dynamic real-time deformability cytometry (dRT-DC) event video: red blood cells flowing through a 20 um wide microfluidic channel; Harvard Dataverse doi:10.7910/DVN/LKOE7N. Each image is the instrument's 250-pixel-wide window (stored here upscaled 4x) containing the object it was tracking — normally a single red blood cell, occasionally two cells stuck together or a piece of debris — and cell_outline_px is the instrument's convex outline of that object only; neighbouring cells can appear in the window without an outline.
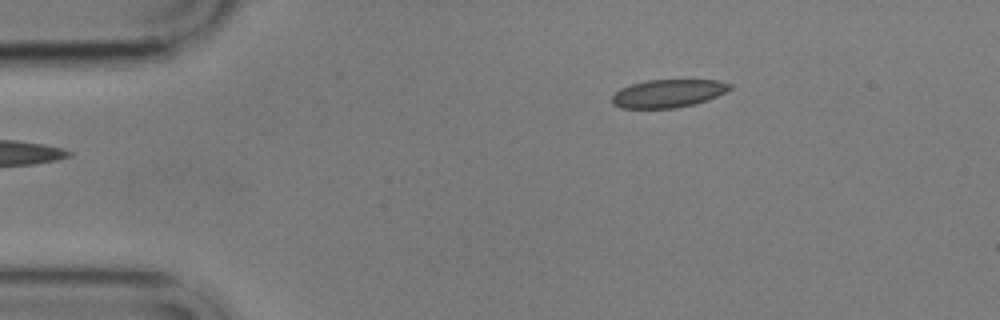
{"species": "common noctule bat (a hibernating species)", "species_latin": "Nyctalus noctula", "temperature_condition": "cold", "stored_images_in_passage": 6, "camera_frame_rate_fps": 3000, "um_per_image_px": 0.085, "animal": {"sex": "male", "body_mass_g": 17.9}, "frame": {"image": 1, "passage_image": 6, "time_ms": 5.667, "image_size_px": [1000, 320], "cell_outline_px": [[732, 88], [716, 96], [692, 104], [676, 108], [620, 108], [612, 104], [612, 96], [620, 88], [632, 84], [648, 80], [720, 80], [732, 84]], "centroid_in_image_um": [56.77, 7.93], "position_along_channel_um": 28.2, "area_um2": 19.07}}